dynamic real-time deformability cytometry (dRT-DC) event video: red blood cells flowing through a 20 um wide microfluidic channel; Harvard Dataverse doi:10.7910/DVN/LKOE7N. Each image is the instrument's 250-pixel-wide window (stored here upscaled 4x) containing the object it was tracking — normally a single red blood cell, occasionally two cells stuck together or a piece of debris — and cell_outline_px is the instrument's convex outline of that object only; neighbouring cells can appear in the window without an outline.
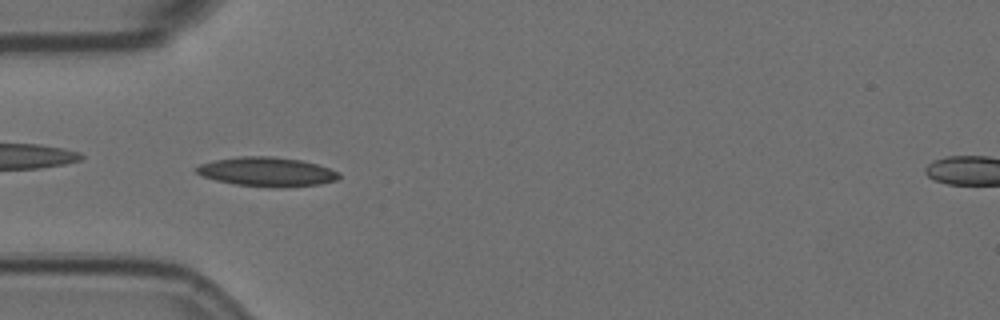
{"species": "Egyptian fruit bat (a non-hibernating species)", "species_latin": "Rousettus aegyptiacus", "temperature_condition": "room temperature", "stored_images_in_passage": 58, "camera_frame_rate_fps": 3000, "um_per_image_px": 0.085, "animal": {"sex": "female"}, "frame": {"image": 1, "passage_image": 18, "time_ms": 5.667, "image_size_px": [1000, 320], "cell_outline_px": [[340, 176], [336, 180], [320, 184], [284, 188], [272, 188], [236, 184], [216, 180], [200, 176], [192, 168], [200, 164], [216, 160], [240, 156], [272, 156], [300, 160], [316, 164], [340, 172]], "centroid_in_image_um": [22.67, 14.61], "position_along_channel_um": 62.3, "area_um2": 24.45}}
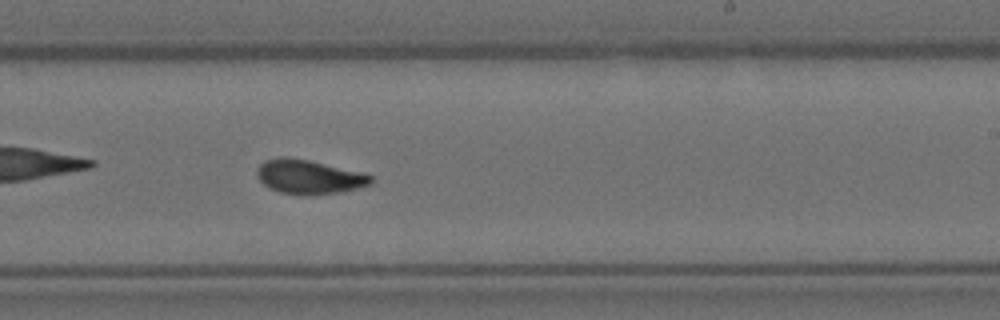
{"frame": {"image": 2, "passage_image": 35, "time_ms": 11.333, "image_size_px": [1000, 320], "cell_outline_px": [[376, 180], [372, 184], [356, 188], [336, 192], [308, 196], [300, 196], [280, 192], [268, 188], [256, 176], [256, 168], [264, 160], [280, 156], [284, 156], [308, 160], [372, 176]], "centroid_in_image_um": [26.18, 15.04], "position_along_channel_um": 262.8, "area_um2": 22.6}}
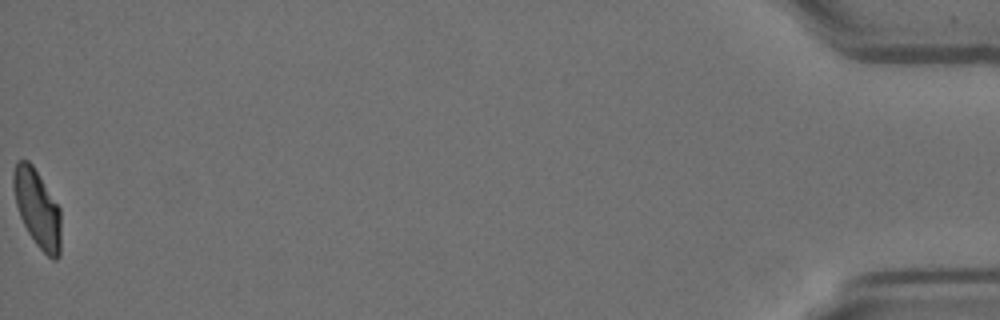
{"frame": {"image": 3, "passage_image": 58, "time_ms": 19.0, "image_size_px": [1000, 320], "cell_outline_px": [[60, 256], [56, 260], [52, 260], [36, 244], [28, 232], [20, 216], [16, 204], [12, 188], [12, 172], [16, 160], [28, 160], [32, 164], [60, 208]], "centroid_in_image_um": [3.15, 17.7], "position_along_channel_um": 432.1, "area_um2": 21.56}, "authors_computed_cell_mechanics": {"area_um2": 22.0218, "velocity_mm_per_s": 3.5425, "shape_relaxation_time_tau1_ms": 5.8259, "shape_relaxation_time_tau2_ms": 1.7938, "deformation_change_tau1": 0.1726, "deformation_change_tau2": 0.0697}}